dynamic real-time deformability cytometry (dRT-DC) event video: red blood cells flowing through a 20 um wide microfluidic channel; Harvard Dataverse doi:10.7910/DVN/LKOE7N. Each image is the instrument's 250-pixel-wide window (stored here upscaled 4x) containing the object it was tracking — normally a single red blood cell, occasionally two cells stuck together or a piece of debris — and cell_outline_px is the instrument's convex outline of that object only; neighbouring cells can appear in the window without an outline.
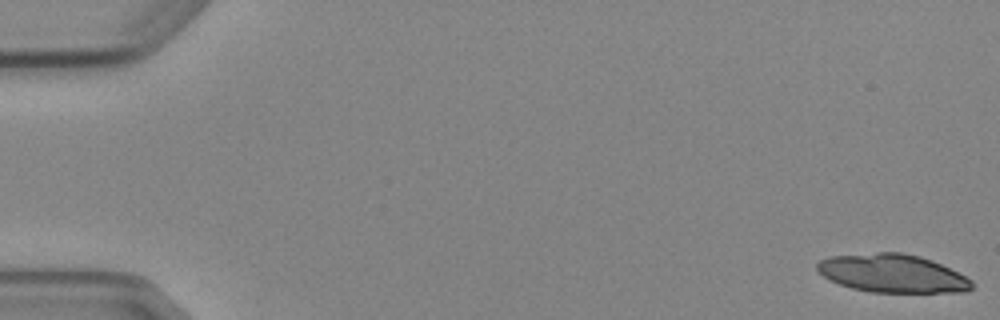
{"species": "Egyptian fruit bat (a non-hibernating species)", "species_latin": "Rousettus aegyptiacus", "temperature_condition": "cold", "stored_images_in_passage": 4, "camera_frame_rate_fps": 3000, "um_per_image_px": 0.085, "animal": {"sex": "female"}, "frame": {"image": 1, "passage_image": 1, "time_ms": 0.0, "image_size_px": [1000, 320], "cell_outline_px": [[972, 288], [964, 292], [872, 292], [852, 288], [840, 284], [824, 276], [816, 268], [816, 264], [820, 260], [828, 256], [876, 252], [900, 252], [920, 256], [932, 260], [972, 280]], "centroid_in_image_um": [75.83, 23.23], "position_along_channel_um": 9.2, "area_um2": 34.28}}